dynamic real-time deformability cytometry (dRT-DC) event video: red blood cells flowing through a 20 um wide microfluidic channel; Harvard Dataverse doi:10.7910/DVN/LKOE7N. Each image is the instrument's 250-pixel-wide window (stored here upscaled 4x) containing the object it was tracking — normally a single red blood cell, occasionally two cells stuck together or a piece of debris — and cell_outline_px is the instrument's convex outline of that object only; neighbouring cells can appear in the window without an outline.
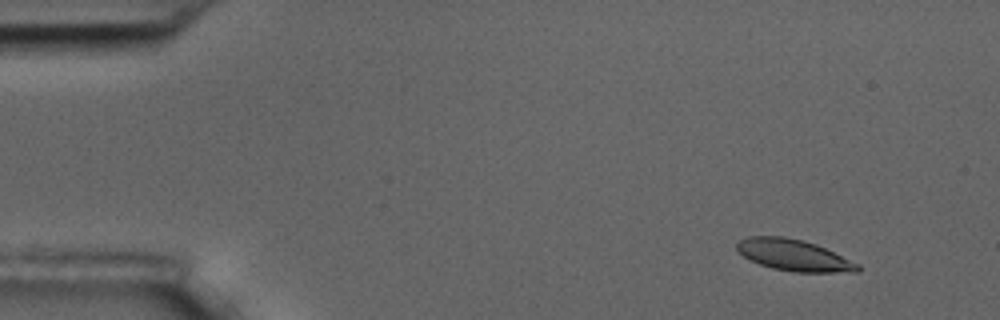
{"species": "common noctule bat (a hibernating species)", "species_latin": "Nyctalus noctula", "temperature_condition": "room temperature", "stored_images_in_passage": 5, "camera_frame_rate_fps": 3000, "um_per_image_px": 0.085, "animal": {"sex": "male", "body_mass_g": 17.5, "forearm_length_mm": 52.3}, "frame": {"image": 1, "passage_image": 2, "time_ms": 1.333, "image_size_px": [1000, 320], "cell_outline_px": [[860, 272], [792, 272], [772, 268], [760, 264], [744, 256], [736, 248], [736, 244], [740, 240], [748, 236], [784, 236], [816, 244], [860, 264]], "centroid_in_image_um": [67.49, 21.69], "position_along_channel_um": 17.5, "area_um2": 21.96}}
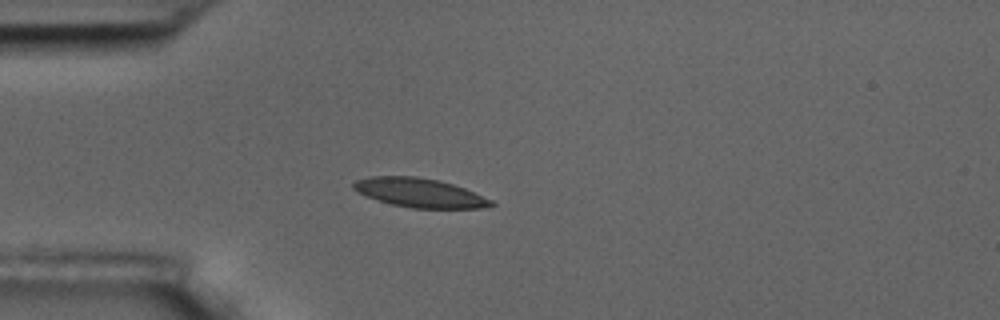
{"frame": {"image": 2, "passage_image": 5, "time_ms": 4.667, "image_size_px": [1000, 320], "cell_outline_px": [[496, 204], [480, 208], [412, 208], [392, 204], [356, 192], [352, 188], [352, 184], [356, 180], [372, 176], [416, 176], [440, 180], [464, 188], [492, 200]], "centroid_in_image_um": [35.65, 16.38], "position_along_channel_um": 49.3, "area_um2": 23.12}}